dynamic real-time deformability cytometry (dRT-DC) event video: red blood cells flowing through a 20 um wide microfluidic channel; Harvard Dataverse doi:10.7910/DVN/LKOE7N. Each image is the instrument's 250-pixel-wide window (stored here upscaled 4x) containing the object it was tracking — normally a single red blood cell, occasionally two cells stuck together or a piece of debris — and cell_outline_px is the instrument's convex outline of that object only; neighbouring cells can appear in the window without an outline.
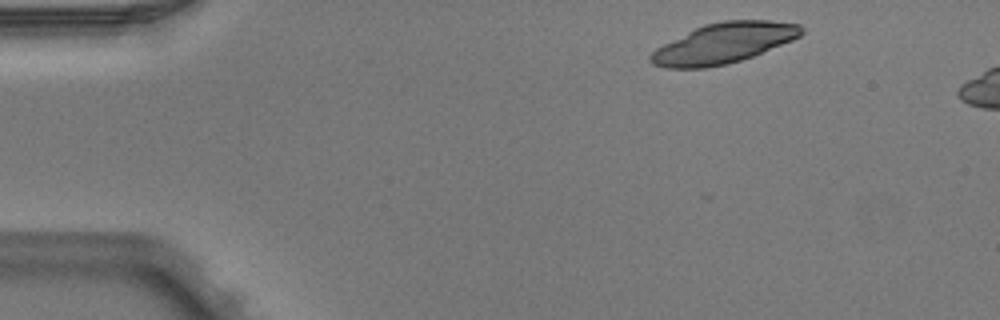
{"species": "Egyptian fruit bat (a non-hibernating species)", "species_latin": "Rousettus aegyptiacus", "temperature_condition": "warm", "stored_images_in_passage": 3, "camera_frame_rate_fps": 3000, "um_per_image_px": 0.085, "animal": {"sex": "male"}, "frame": {"image": 1, "passage_image": 1, "time_ms": 0.0, "image_size_px": [1000, 320], "cell_outline_px": [[804, 32], [800, 36], [792, 40], [752, 56], [728, 64], [704, 68], [664, 68], [652, 64], [648, 60], [648, 56], [656, 48], [704, 24], [724, 20], [768, 20], [800, 24], [804, 28]], "centroid_in_image_um": [61.51, 3.67], "position_along_channel_um": 23.5, "area_um2": 35.2}}